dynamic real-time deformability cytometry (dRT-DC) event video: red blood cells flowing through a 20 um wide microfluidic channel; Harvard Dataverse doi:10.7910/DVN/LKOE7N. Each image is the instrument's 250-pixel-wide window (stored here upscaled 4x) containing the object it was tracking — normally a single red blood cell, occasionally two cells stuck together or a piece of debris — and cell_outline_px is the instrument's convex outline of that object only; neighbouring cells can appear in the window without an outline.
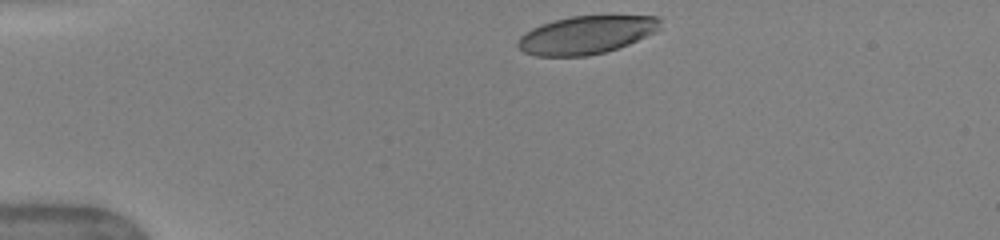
{"species": "human", "species_latin": "Homo sapiens", "temperature_condition": "warm", "stored_images_in_passage": 35, "camera_frame_rate_fps": 3000, "um_per_image_px": 0.085, "donor": {"sex": "female"}, "frame": {"image": 1, "passage_image": 1, "time_ms": 0.0, "image_size_px": [1000, 240], "cell_outline_px": [[660, 28], [656, 32], [628, 44], [604, 52], [588, 56], [536, 56], [524, 52], [516, 44], [520, 36], [532, 28], [556, 20], [572, 16], [660, 16]], "centroid_in_image_um": [49.84, 2.97], "position_along_channel_um": 35.2, "area_um2": 31.27}}
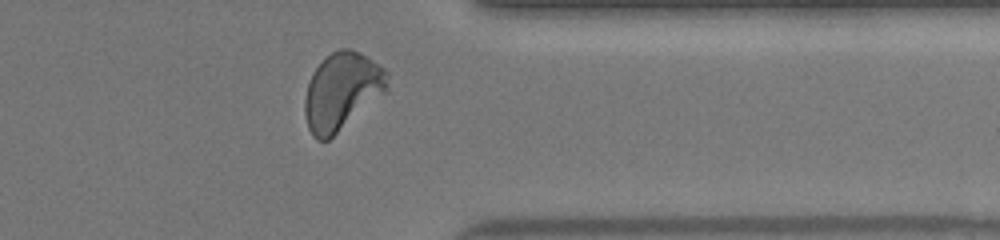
{"frame": {"image": 2, "passage_image": 31, "time_ms": 10.0, "image_size_px": [1000, 240], "cell_outline_px": [[388, 88], [384, 92], [328, 140], [316, 140], [312, 136], [308, 128], [304, 112], [304, 100], [308, 84], [312, 72], [332, 52], [340, 48], [352, 48], [360, 52], [384, 68], [388, 72]], "centroid_in_image_um": [29.04, 7.74], "position_along_channel_um": 382.4, "area_um2": 36.7}, "authors_computed_cell_mechanics": {"area_um2": 35.6048, "velocity_mm_per_s": 4.0645, "shape_relaxation_time_tau1_ms": 3.1986, "shape_relaxation_time_tau2_ms": null, "deformation_change_tau1": 0.18, "deformation_change_tau2": null}}